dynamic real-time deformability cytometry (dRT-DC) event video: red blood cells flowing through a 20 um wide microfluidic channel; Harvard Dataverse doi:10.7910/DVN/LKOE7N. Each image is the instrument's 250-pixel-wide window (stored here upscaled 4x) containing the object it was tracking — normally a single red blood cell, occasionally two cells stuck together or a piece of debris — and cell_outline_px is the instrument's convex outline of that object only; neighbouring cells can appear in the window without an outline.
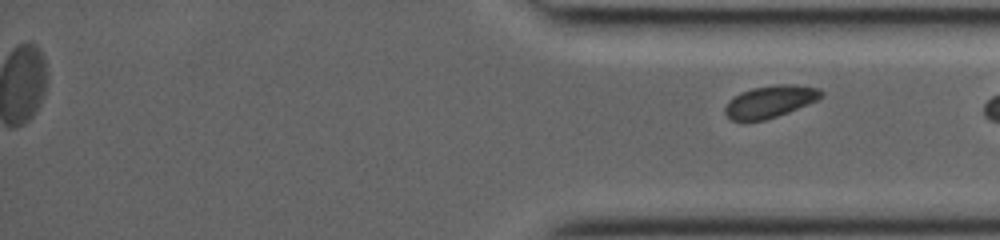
{"species": "common noctule bat (a hibernating species)", "species_latin": "Nyctalus noctula", "temperature_condition": "room temperature", "stored_images_in_passage": 36, "segment_of_instrument_passage": [2, 2], "camera_frame_rate_fps": 3000, "um_per_image_px": 0.085, "animal": {"sex": "female", "body_mass_g": 19.0, "forearm_length_mm": 53.3}, "frame": {"image": 1, "passage_image": 36, "time_ms": 11.667, "image_size_px": [1000, 240], "cell_outline_px": [[824, 96], [808, 104], [788, 112], [764, 120], [732, 120], [724, 112], [724, 108], [728, 100], [740, 92], [752, 88], [776, 84], [796, 84], [820, 88], [824, 92]], "centroid_in_image_um": [65.48, 8.6], "position_along_channel_um": 369.7, "area_um2": 18.03}}